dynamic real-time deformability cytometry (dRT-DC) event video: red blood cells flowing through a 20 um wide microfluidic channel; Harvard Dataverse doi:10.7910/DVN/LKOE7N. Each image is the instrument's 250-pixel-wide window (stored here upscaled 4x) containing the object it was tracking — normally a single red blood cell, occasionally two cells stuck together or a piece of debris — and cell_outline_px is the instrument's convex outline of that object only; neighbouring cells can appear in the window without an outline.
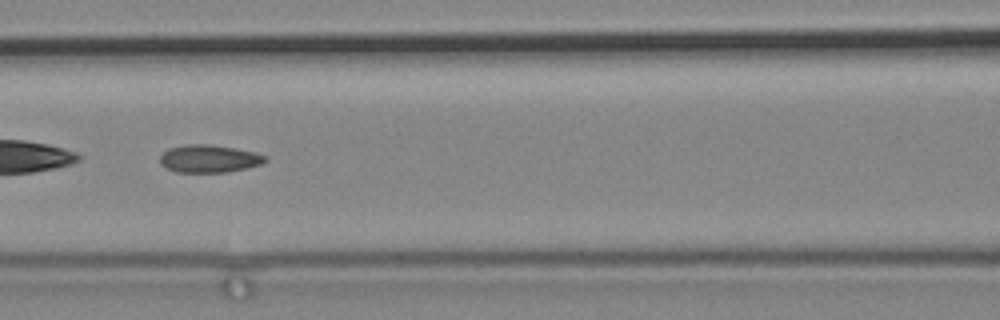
{"species": "common noctule bat (a hibernating species)", "species_latin": "Nyctalus noctula", "temperature_condition": "cold", "stored_images_in_passage": 14, "camera_frame_rate_fps": 3000, "um_per_image_px": 0.085, "animal": {"sex": "male", "body_mass_g": 19.2, "forearm_length_mm": 51.8}, "frame": {"image": 1, "passage_image": 7, "time_ms": 2.0, "image_size_px": [1000, 320], "cell_outline_px": [[268, 160], [260, 164], [244, 168], [224, 172], [176, 172], [160, 164], [160, 156], [168, 148], [188, 144], [208, 144], [236, 148], [256, 152], [268, 156]], "centroid_in_image_um": [17.78, 13.47], "position_along_channel_um": 148.8, "area_um2": 16.94}}
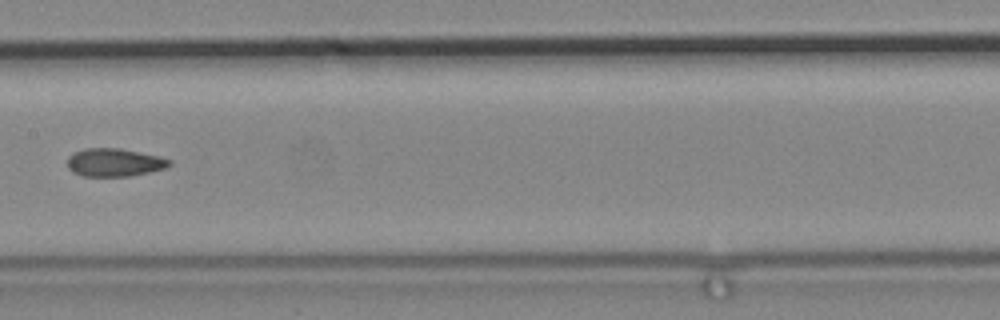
{"frame": {"image": 2, "passage_image": 8, "time_ms": 2.333, "image_size_px": [1000, 320], "cell_outline_px": [[172, 164], [164, 168], [148, 172], [128, 176], [84, 176], [72, 172], [68, 168], [68, 156], [72, 152], [84, 148], [120, 148], [160, 156], [172, 160]], "centroid_in_image_um": [9.7, 13.79], "position_along_channel_um": 197.7, "area_um2": 16.76}}
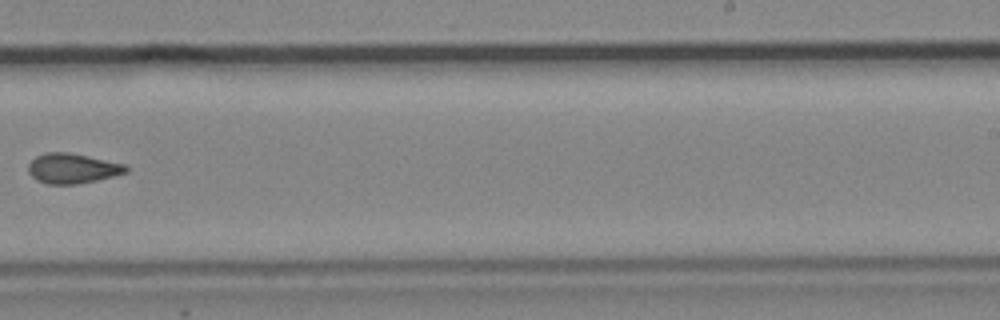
{"frame": {"image": 3, "passage_image": 10, "time_ms": 3.0, "image_size_px": [1000, 320], "cell_outline_px": [[128, 172], [96, 180], [76, 184], [48, 184], [36, 180], [28, 172], [28, 164], [36, 156], [44, 152], [68, 152], [88, 156], [124, 164], [128, 168]], "centroid_in_image_um": [6.12, 14.31], "position_along_channel_um": 282.9, "area_um2": 16.99}}